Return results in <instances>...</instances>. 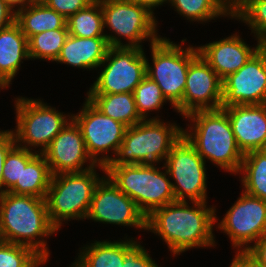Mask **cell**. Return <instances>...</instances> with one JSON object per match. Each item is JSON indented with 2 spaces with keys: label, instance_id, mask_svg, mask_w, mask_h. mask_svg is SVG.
Segmentation results:
<instances>
[{
  "label": "cell",
  "instance_id": "cell-1",
  "mask_svg": "<svg viewBox=\"0 0 266 267\" xmlns=\"http://www.w3.org/2000/svg\"><path fill=\"white\" fill-rule=\"evenodd\" d=\"M174 201L156 208L146 217V230L161 236L172 255L189 249L215 246L213 225L216 208L207 202Z\"/></svg>",
  "mask_w": 266,
  "mask_h": 267
},
{
  "label": "cell",
  "instance_id": "cell-2",
  "mask_svg": "<svg viewBox=\"0 0 266 267\" xmlns=\"http://www.w3.org/2000/svg\"><path fill=\"white\" fill-rule=\"evenodd\" d=\"M58 230L48 217L46 200L31 195L5 192L0 195V240L33 249L48 258L44 237Z\"/></svg>",
  "mask_w": 266,
  "mask_h": 267
},
{
  "label": "cell",
  "instance_id": "cell-3",
  "mask_svg": "<svg viewBox=\"0 0 266 267\" xmlns=\"http://www.w3.org/2000/svg\"><path fill=\"white\" fill-rule=\"evenodd\" d=\"M190 126L183 135L204 159L231 174H239L244 154L237 145L228 114L217 110H197L184 117ZM190 128V129H189Z\"/></svg>",
  "mask_w": 266,
  "mask_h": 267
},
{
  "label": "cell",
  "instance_id": "cell-4",
  "mask_svg": "<svg viewBox=\"0 0 266 267\" xmlns=\"http://www.w3.org/2000/svg\"><path fill=\"white\" fill-rule=\"evenodd\" d=\"M165 123L156 116L127 127L122 144L106 166L156 164L165 161L184 129L176 123Z\"/></svg>",
  "mask_w": 266,
  "mask_h": 267
},
{
  "label": "cell",
  "instance_id": "cell-5",
  "mask_svg": "<svg viewBox=\"0 0 266 267\" xmlns=\"http://www.w3.org/2000/svg\"><path fill=\"white\" fill-rule=\"evenodd\" d=\"M155 164H131L105 166V175L147 217L156 208L176 201L172 182L165 166Z\"/></svg>",
  "mask_w": 266,
  "mask_h": 267
},
{
  "label": "cell",
  "instance_id": "cell-6",
  "mask_svg": "<svg viewBox=\"0 0 266 267\" xmlns=\"http://www.w3.org/2000/svg\"><path fill=\"white\" fill-rule=\"evenodd\" d=\"M96 168L52 175L45 200L49 220L57 230L63 221L86 219L95 187L104 177H99Z\"/></svg>",
  "mask_w": 266,
  "mask_h": 267
},
{
  "label": "cell",
  "instance_id": "cell-7",
  "mask_svg": "<svg viewBox=\"0 0 266 267\" xmlns=\"http://www.w3.org/2000/svg\"><path fill=\"white\" fill-rule=\"evenodd\" d=\"M167 37L150 44L152 65L146 58V76L155 81L163 96L176 107L183 99L189 64L199 55L197 47L182 48Z\"/></svg>",
  "mask_w": 266,
  "mask_h": 267
},
{
  "label": "cell",
  "instance_id": "cell-8",
  "mask_svg": "<svg viewBox=\"0 0 266 267\" xmlns=\"http://www.w3.org/2000/svg\"><path fill=\"white\" fill-rule=\"evenodd\" d=\"M103 14V28H109L105 37L109 47H138L149 40L150 44L161 38L157 33V20L148 9L130 0H98ZM117 35V36H116ZM121 37L128 43H123Z\"/></svg>",
  "mask_w": 266,
  "mask_h": 267
},
{
  "label": "cell",
  "instance_id": "cell-9",
  "mask_svg": "<svg viewBox=\"0 0 266 267\" xmlns=\"http://www.w3.org/2000/svg\"><path fill=\"white\" fill-rule=\"evenodd\" d=\"M16 99L14 106L16 108V129H10L15 143L31 151L32 147H40L41 149H38L40 151L37 152L43 153L54 137L72 119V114H63L40 99L34 100L25 97Z\"/></svg>",
  "mask_w": 266,
  "mask_h": 267
},
{
  "label": "cell",
  "instance_id": "cell-10",
  "mask_svg": "<svg viewBox=\"0 0 266 267\" xmlns=\"http://www.w3.org/2000/svg\"><path fill=\"white\" fill-rule=\"evenodd\" d=\"M164 166L173 178L176 201L207 202L206 162L184 135L172 146Z\"/></svg>",
  "mask_w": 266,
  "mask_h": 267
},
{
  "label": "cell",
  "instance_id": "cell-11",
  "mask_svg": "<svg viewBox=\"0 0 266 267\" xmlns=\"http://www.w3.org/2000/svg\"><path fill=\"white\" fill-rule=\"evenodd\" d=\"M101 66L87 94L133 93L146 76V55L143 48L109 47Z\"/></svg>",
  "mask_w": 266,
  "mask_h": 267
},
{
  "label": "cell",
  "instance_id": "cell-12",
  "mask_svg": "<svg viewBox=\"0 0 266 267\" xmlns=\"http://www.w3.org/2000/svg\"><path fill=\"white\" fill-rule=\"evenodd\" d=\"M85 99L82 109L76 115L72 114V119L80 127L89 156L97 165L106 166L112 156L104 154L111 150L116 155L127 126L104 115Z\"/></svg>",
  "mask_w": 266,
  "mask_h": 267
},
{
  "label": "cell",
  "instance_id": "cell-13",
  "mask_svg": "<svg viewBox=\"0 0 266 267\" xmlns=\"http://www.w3.org/2000/svg\"><path fill=\"white\" fill-rule=\"evenodd\" d=\"M218 228L228 235L233 248L247 251L266 235V200L242 191L226 212Z\"/></svg>",
  "mask_w": 266,
  "mask_h": 267
},
{
  "label": "cell",
  "instance_id": "cell-14",
  "mask_svg": "<svg viewBox=\"0 0 266 267\" xmlns=\"http://www.w3.org/2000/svg\"><path fill=\"white\" fill-rule=\"evenodd\" d=\"M222 106L266 104V47L222 80Z\"/></svg>",
  "mask_w": 266,
  "mask_h": 267
},
{
  "label": "cell",
  "instance_id": "cell-15",
  "mask_svg": "<svg viewBox=\"0 0 266 267\" xmlns=\"http://www.w3.org/2000/svg\"><path fill=\"white\" fill-rule=\"evenodd\" d=\"M86 219L146 230V216L107 176L95 187Z\"/></svg>",
  "mask_w": 266,
  "mask_h": 267
},
{
  "label": "cell",
  "instance_id": "cell-16",
  "mask_svg": "<svg viewBox=\"0 0 266 267\" xmlns=\"http://www.w3.org/2000/svg\"><path fill=\"white\" fill-rule=\"evenodd\" d=\"M222 100V80L198 55L189 64L183 99L175 111L185 117L197 110H217L221 109Z\"/></svg>",
  "mask_w": 266,
  "mask_h": 267
},
{
  "label": "cell",
  "instance_id": "cell-17",
  "mask_svg": "<svg viewBox=\"0 0 266 267\" xmlns=\"http://www.w3.org/2000/svg\"><path fill=\"white\" fill-rule=\"evenodd\" d=\"M52 175L81 172L99 167L105 174V166L97 165L89 156L80 127L71 119L43 151ZM89 165L84 168L86 162Z\"/></svg>",
  "mask_w": 266,
  "mask_h": 267
},
{
  "label": "cell",
  "instance_id": "cell-18",
  "mask_svg": "<svg viewBox=\"0 0 266 267\" xmlns=\"http://www.w3.org/2000/svg\"><path fill=\"white\" fill-rule=\"evenodd\" d=\"M222 109L228 114L232 132L243 154L266 150V104L231 105Z\"/></svg>",
  "mask_w": 266,
  "mask_h": 267
},
{
  "label": "cell",
  "instance_id": "cell-19",
  "mask_svg": "<svg viewBox=\"0 0 266 267\" xmlns=\"http://www.w3.org/2000/svg\"><path fill=\"white\" fill-rule=\"evenodd\" d=\"M249 46L237 33L219 41L197 46L199 55L210 65L221 80L235 73L261 48Z\"/></svg>",
  "mask_w": 266,
  "mask_h": 267
},
{
  "label": "cell",
  "instance_id": "cell-20",
  "mask_svg": "<svg viewBox=\"0 0 266 267\" xmlns=\"http://www.w3.org/2000/svg\"><path fill=\"white\" fill-rule=\"evenodd\" d=\"M108 49L106 37L84 38L69 34L55 62L93 70L103 62Z\"/></svg>",
  "mask_w": 266,
  "mask_h": 267
},
{
  "label": "cell",
  "instance_id": "cell-21",
  "mask_svg": "<svg viewBox=\"0 0 266 267\" xmlns=\"http://www.w3.org/2000/svg\"><path fill=\"white\" fill-rule=\"evenodd\" d=\"M134 238L117 241H94L81 248L69 267H122L125 256L139 243Z\"/></svg>",
  "mask_w": 266,
  "mask_h": 267
},
{
  "label": "cell",
  "instance_id": "cell-22",
  "mask_svg": "<svg viewBox=\"0 0 266 267\" xmlns=\"http://www.w3.org/2000/svg\"><path fill=\"white\" fill-rule=\"evenodd\" d=\"M26 59H30L28 39L14 21L0 30V75L9 85Z\"/></svg>",
  "mask_w": 266,
  "mask_h": 267
},
{
  "label": "cell",
  "instance_id": "cell-23",
  "mask_svg": "<svg viewBox=\"0 0 266 267\" xmlns=\"http://www.w3.org/2000/svg\"><path fill=\"white\" fill-rule=\"evenodd\" d=\"M52 173L42 153H37L27 164H22L21 184H15L8 192L31 195L45 199Z\"/></svg>",
  "mask_w": 266,
  "mask_h": 267
},
{
  "label": "cell",
  "instance_id": "cell-24",
  "mask_svg": "<svg viewBox=\"0 0 266 267\" xmlns=\"http://www.w3.org/2000/svg\"><path fill=\"white\" fill-rule=\"evenodd\" d=\"M87 99L104 115L127 127L143 120L137 112L133 93L87 94Z\"/></svg>",
  "mask_w": 266,
  "mask_h": 267
},
{
  "label": "cell",
  "instance_id": "cell-25",
  "mask_svg": "<svg viewBox=\"0 0 266 267\" xmlns=\"http://www.w3.org/2000/svg\"><path fill=\"white\" fill-rule=\"evenodd\" d=\"M15 21L28 40L44 31L67 28V20L47 5H29L16 12Z\"/></svg>",
  "mask_w": 266,
  "mask_h": 267
},
{
  "label": "cell",
  "instance_id": "cell-26",
  "mask_svg": "<svg viewBox=\"0 0 266 267\" xmlns=\"http://www.w3.org/2000/svg\"><path fill=\"white\" fill-rule=\"evenodd\" d=\"M240 173L243 175L241 177L243 191L266 200V150L244 154Z\"/></svg>",
  "mask_w": 266,
  "mask_h": 267
},
{
  "label": "cell",
  "instance_id": "cell-27",
  "mask_svg": "<svg viewBox=\"0 0 266 267\" xmlns=\"http://www.w3.org/2000/svg\"><path fill=\"white\" fill-rule=\"evenodd\" d=\"M68 32L72 36L94 38L105 37L101 3L96 0L85 9L67 19Z\"/></svg>",
  "mask_w": 266,
  "mask_h": 267
},
{
  "label": "cell",
  "instance_id": "cell-28",
  "mask_svg": "<svg viewBox=\"0 0 266 267\" xmlns=\"http://www.w3.org/2000/svg\"><path fill=\"white\" fill-rule=\"evenodd\" d=\"M169 3L179 15L192 22L206 23L226 16L233 19L219 0H169Z\"/></svg>",
  "mask_w": 266,
  "mask_h": 267
},
{
  "label": "cell",
  "instance_id": "cell-29",
  "mask_svg": "<svg viewBox=\"0 0 266 267\" xmlns=\"http://www.w3.org/2000/svg\"><path fill=\"white\" fill-rule=\"evenodd\" d=\"M68 35V28L48 30L33 35L28 40L30 59L56 61Z\"/></svg>",
  "mask_w": 266,
  "mask_h": 267
},
{
  "label": "cell",
  "instance_id": "cell-30",
  "mask_svg": "<svg viewBox=\"0 0 266 267\" xmlns=\"http://www.w3.org/2000/svg\"><path fill=\"white\" fill-rule=\"evenodd\" d=\"M232 18L247 24L257 43L266 47V0H245Z\"/></svg>",
  "mask_w": 266,
  "mask_h": 267
},
{
  "label": "cell",
  "instance_id": "cell-31",
  "mask_svg": "<svg viewBox=\"0 0 266 267\" xmlns=\"http://www.w3.org/2000/svg\"><path fill=\"white\" fill-rule=\"evenodd\" d=\"M136 109L143 120H148V113L161 109L167 99L155 81L145 76L133 92Z\"/></svg>",
  "mask_w": 266,
  "mask_h": 267
},
{
  "label": "cell",
  "instance_id": "cell-32",
  "mask_svg": "<svg viewBox=\"0 0 266 267\" xmlns=\"http://www.w3.org/2000/svg\"><path fill=\"white\" fill-rule=\"evenodd\" d=\"M37 153L18 145L8 152L3 165V193L21 184L22 164H27Z\"/></svg>",
  "mask_w": 266,
  "mask_h": 267
},
{
  "label": "cell",
  "instance_id": "cell-33",
  "mask_svg": "<svg viewBox=\"0 0 266 267\" xmlns=\"http://www.w3.org/2000/svg\"><path fill=\"white\" fill-rule=\"evenodd\" d=\"M40 257L27 246L0 240V267H31Z\"/></svg>",
  "mask_w": 266,
  "mask_h": 267
},
{
  "label": "cell",
  "instance_id": "cell-34",
  "mask_svg": "<svg viewBox=\"0 0 266 267\" xmlns=\"http://www.w3.org/2000/svg\"><path fill=\"white\" fill-rule=\"evenodd\" d=\"M96 0H49L46 4L49 8L61 14L66 20L79 10L93 4Z\"/></svg>",
  "mask_w": 266,
  "mask_h": 267
},
{
  "label": "cell",
  "instance_id": "cell-35",
  "mask_svg": "<svg viewBox=\"0 0 266 267\" xmlns=\"http://www.w3.org/2000/svg\"><path fill=\"white\" fill-rule=\"evenodd\" d=\"M139 242L126 256L122 267H160Z\"/></svg>",
  "mask_w": 266,
  "mask_h": 267
},
{
  "label": "cell",
  "instance_id": "cell-36",
  "mask_svg": "<svg viewBox=\"0 0 266 267\" xmlns=\"http://www.w3.org/2000/svg\"><path fill=\"white\" fill-rule=\"evenodd\" d=\"M16 145L13 133L0 130V195L3 193V165L8 152Z\"/></svg>",
  "mask_w": 266,
  "mask_h": 267
},
{
  "label": "cell",
  "instance_id": "cell-37",
  "mask_svg": "<svg viewBox=\"0 0 266 267\" xmlns=\"http://www.w3.org/2000/svg\"><path fill=\"white\" fill-rule=\"evenodd\" d=\"M230 267H262L259 262L247 251H237Z\"/></svg>",
  "mask_w": 266,
  "mask_h": 267
},
{
  "label": "cell",
  "instance_id": "cell-38",
  "mask_svg": "<svg viewBox=\"0 0 266 267\" xmlns=\"http://www.w3.org/2000/svg\"><path fill=\"white\" fill-rule=\"evenodd\" d=\"M262 267H266V235L248 250Z\"/></svg>",
  "mask_w": 266,
  "mask_h": 267
},
{
  "label": "cell",
  "instance_id": "cell-39",
  "mask_svg": "<svg viewBox=\"0 0 266 267\" xmlns=\"http://www.w3.org/2000/svg\"><path fill=\"white\" fill-rule=\"evenodd\" d=\"M16 18V13L4 2L0 0V30L11 25Z\"/></svg>",
  "mask_w": 266,
  "mask_h": 267
},
{
  "label": "cell",
  "instance_id": "cell-40",
  "mask_svg": "<svg viewBox=\"0 0 266 267\" xmlns=\"http://www.w3.org/2000/svg\"><path fill=\"white\" fill-rule=\"evenodd\" d=\"M130 1L145 7L152 14H154L153 11L155 7L161 6L169 2V0H130Z\"/></svg>",
  "mask_w": 266,
  "mask_h": 267
},
{
  "label": "cell",
  "instance_id": "cell-41",
  "mask_svg": "<svg viewBox=\"0 0 266 267\" xmlns=\"http://www.w3.org/2000/svg\"><path fill=\"white\" fill-rule=\"evenodd\" d=\"M219 1L232 15L245 2V0H219Z\"/></svg>",
  "mask_w": 266,
  "mask_h": 267
},
{
  "label": "cell",
  "instance_id": "cell-42",
  "mask_svg": "<svg viewBox=\"0 0 266 267\" xmlns=\"http://www.w3.org/2000/svg\"><path fill=\"white\" fill-rule=\"evenodd\" d=\"M4 2L11 8L13 12H17L28 6V0H4ZM18 7V8H16ZM16 8V10L14 9Z\"/></svg>",
  "mask_w": 266,
  "mask_h": 267
},
{
  "label": "cell",
  "instance_id": "cell-43",
  "mask_svg": "<svg viewBox=\"0 0 266 267\" xmlns=\"http://www.w3.org/2000/svg\"><path fill=\"white\" fill-rule=\"evenodd\" d=\"M49 0H28L29 5H46Z\"/></svg>",
  "mask_w": 266,
  "mask_h": 267
},
{
  "label": "cell",
  "instance_id": "cell-44",
  "mask_svg": "<svg viewBox=\"0 0 266 267\" xmlns=\"http://www.w3.org/2000/svg\"><path fill=\"white\" fill-rule=\"evenodd\" d=\"M49 258L40 257L31 267H39L40 265H43L47 263Z\"/></svg>",
  "mask_w": 266,
  "mask_h": 267
},
{
  "label": "cell",
  "instance_id": "cell-45",
  "mask_svg": "<svg viewBox=\"0 0 266 267\" xmlns=\"http://www.w3.org/2000/svg\"><path fill=\"white\" fill-rule=\"evenodd\" d=\"M6 87H10L6 80L0 75V88L5 89Z\"/></svg>",
  "mask_w": 266,
  "mask_h": 267
}]
</instances>
